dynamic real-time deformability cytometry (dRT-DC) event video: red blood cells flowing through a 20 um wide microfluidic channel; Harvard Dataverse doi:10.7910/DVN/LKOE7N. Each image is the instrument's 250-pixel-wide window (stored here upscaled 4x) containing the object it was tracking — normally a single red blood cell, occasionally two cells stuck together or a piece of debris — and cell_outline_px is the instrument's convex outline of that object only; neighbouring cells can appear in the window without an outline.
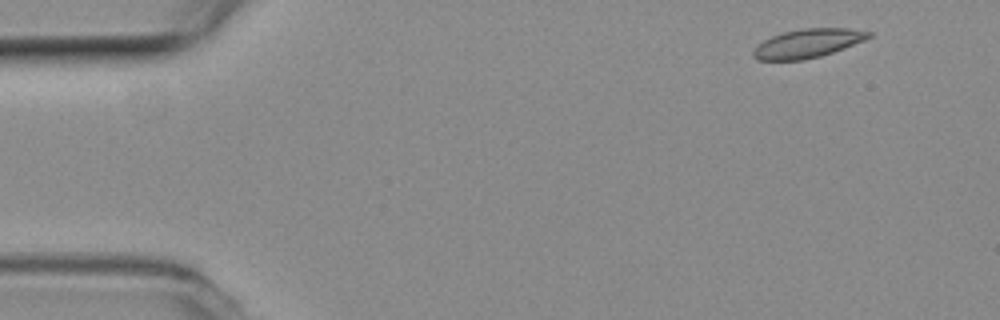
{"species": "common noctule bat (a hibernating species)", "species_latin": "Nyctalus noctula", "temperature_condition": "room temperature", "stored_images_in_passage": 5, "camera_frame_rate_fps": 3000, "um_per_image_px": 0.085, "animal": {"sex": "female", "body_mass_g": 19.3, "forearm_length_mm": 54.1}, "frame": {"image": 1, "passage_image": 1, "time_ms": 0.0, "image_size_px": [1000, 320], "cell_outline_px": [[872, 36], [864, 40], [844, 48], [820, 56], [800, 60], [756, 60], [752, 56], [752, 52], [764, 40], [772, 36], [784, 32], [804, 28], [848, 28], [872, 32]], "centroid_in_image_um": [68.66, 3.68], "position_along_channel_um": 16.3, "area_um2": 19.13}}